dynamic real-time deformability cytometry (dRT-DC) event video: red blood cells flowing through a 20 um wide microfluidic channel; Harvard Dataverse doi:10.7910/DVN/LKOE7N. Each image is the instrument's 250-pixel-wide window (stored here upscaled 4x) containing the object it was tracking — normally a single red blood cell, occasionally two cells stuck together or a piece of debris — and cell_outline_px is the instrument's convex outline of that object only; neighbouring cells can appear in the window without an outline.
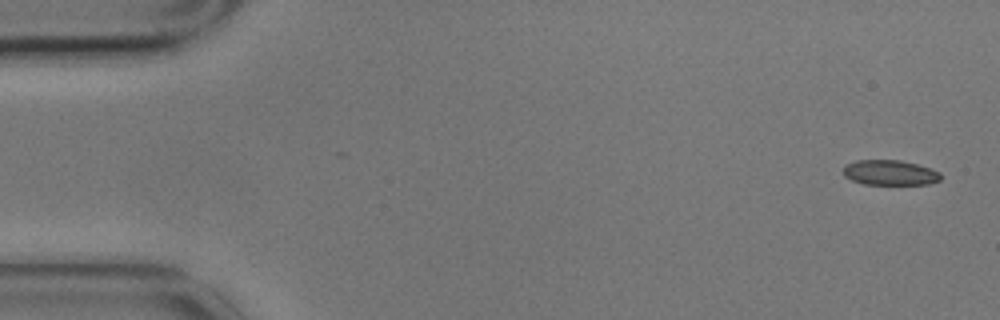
{"species": "common noctule bat (a hibernating species)", "species_latin": "Nyctalus noctula", "temperature_condition": "cold", "stored_images_in_passage": 13, "camera_frame_rate_fps": 3000, "um_per_image_px": 0.085, "animal": {"sex": "male", "body_mass_g": 17.9}, "frame": {"image": 1, "passage_image": 1, "time_ms": 0.0, "image_size_px": [1000, 320], "cell_outline_px": [[940, 180], [928, 184], [864, 184], [852, 180], [844, 176], [844, 164], [856, 160], [900, 160], [916, 164], [940, 172]], "centroid_in_image_um": [75.61, 14.67], "position_along_channel_um": 9.4, "area_um2": 14.16}}
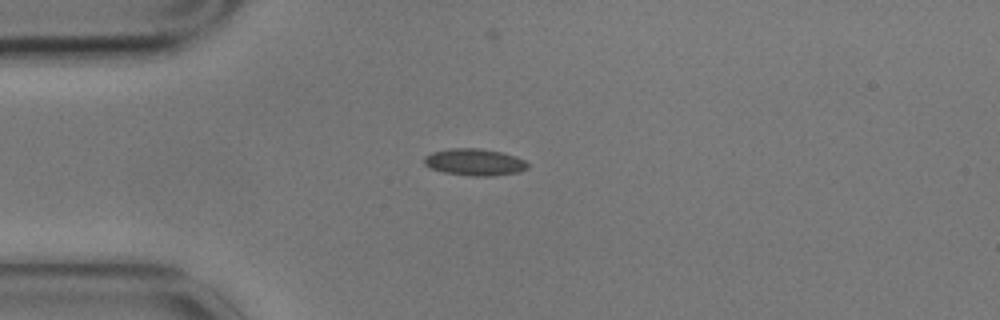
{"frame": {"image": 2, "passage_image": 3, "time_ms": 0.667, "image_size_px": [1000, 320], "cell_outline_px": [[528, 168], [520, 172], [488, 176], [468, 176], [444, 172], [432, 168], [424, 164], [424, 156], [432, 152], [452, 148], [480, 148], [500, 152], [516, 156], [524, 160], [528, 164]], "centroid_in_image_um": [40.34, 13.78], "position_along_channel_um": 44.7, "area_um2": 16.18}}
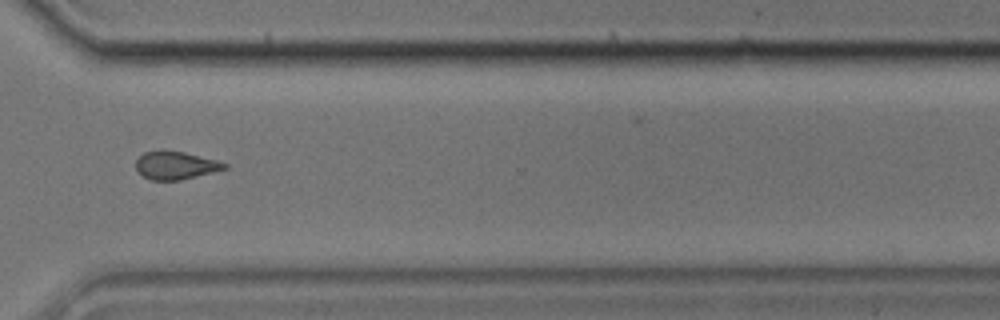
{"frame": {"image": 3, "passage_image": 11, "time_ms": 3.333, "image_size_px": [1000, 320], "cell_outline_px": [[228, 168], [180, 180], [152, 180], [144, 176], [136, 168], [136, 160], [144, 152], [160, 148], [184, 152], [216, 160], [228, 164]], "centroid_in_image_um": [14.91, 14.02], "position_along_channel_um": 355.7, "area_um2": 14.51}}